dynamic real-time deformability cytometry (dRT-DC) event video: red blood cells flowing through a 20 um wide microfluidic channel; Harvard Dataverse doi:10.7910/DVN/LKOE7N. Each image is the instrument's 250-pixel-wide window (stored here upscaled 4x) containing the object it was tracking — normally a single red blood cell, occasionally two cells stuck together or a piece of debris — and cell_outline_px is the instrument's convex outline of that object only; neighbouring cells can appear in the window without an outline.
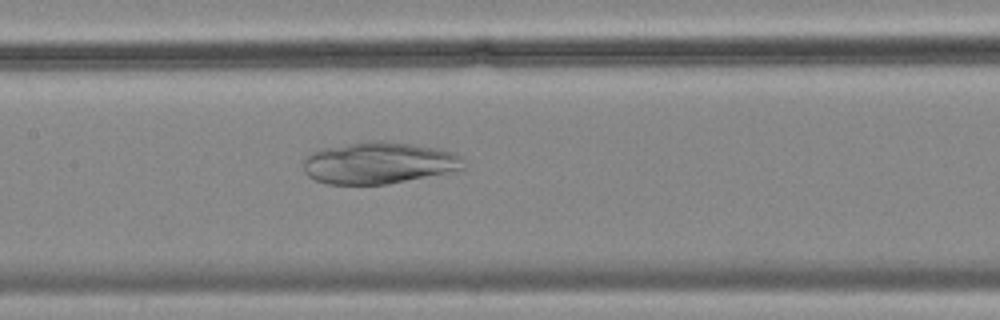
{"species": "common noctule bat (a hibernating species)", "species_latin": "Nyctalus noctula", "temperature_condition": "cold", "stored_images_in_passage": 55, "camera_frame_rate_fps": 3000, "um_per_image_px": 0.085, "animal": {"sex": "female", "body_mass_g": 18.4}, "frame": {"image": 1, "passage_image": 26, "time_ms": 8.333, "image_size_px": [1000, 320], "cell_outline_px": [[464, 168], [460, 172], [388, 184], [328, 184], [316, 180], [308, 176], [304, 172], [304, 156], [312, 152], [324, 148], [368, 140], [380, 140], [412, 144], [440, 148], [452, 152], [460, 156]], "centroid_in_image_um": [32.25, 13.86], "position_along_channel_um": 175.1, "area_um2": 39.59}}
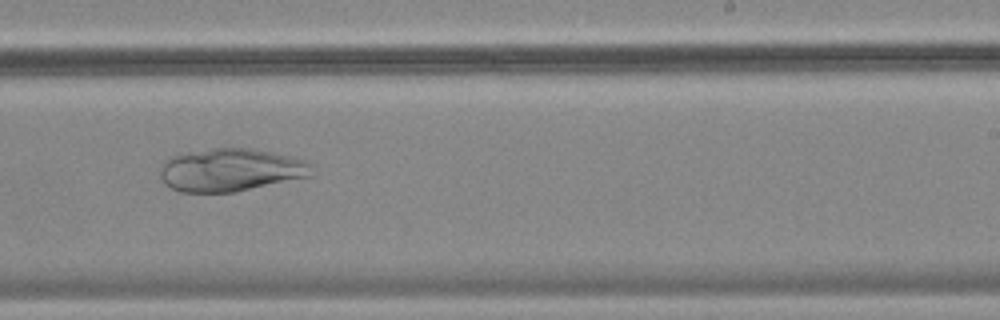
{"frame": {"image": 2, "passage_image": 34, "time_ms": 11.0, "image_size_px": [1000, 320], "cell_outline_px": [[312, 176], [236, 192], [180, 192], [164, 184], [160, 176], [160, 168], [164, 160], [172, 156], [184, 152], [212, 148], [252, 148], [292, 156], [308, 160], [312, 164]], "centroid_in_image_um": [19.62, 14.44], "position_along_channel_um": 269.4, "area_um2": 38.44}}
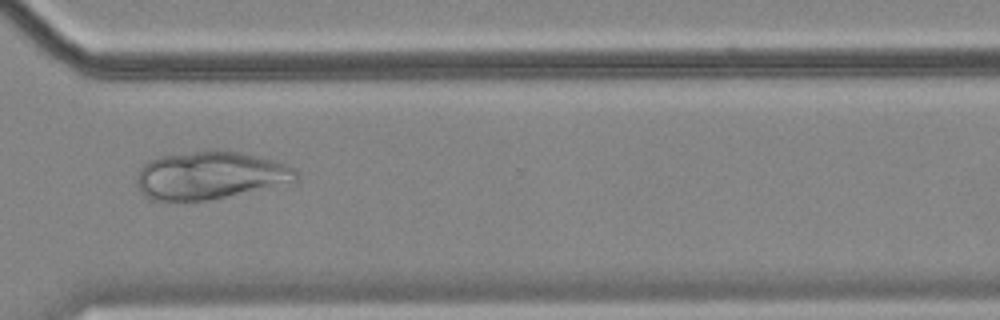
{"frame": {"image": 3, "passage_image": 41, "time_ms": 13.333, "image_size_px": [1000, 320], "cell_outline_px": [[300, 176], [292, 184], [208, 200], [152, 200], [144, 196], [140, 192], [136, 184], [136, 176], [140, 168], [148, 160], [160, 156], [208, 148], [220, 148], [240, 152], [288, 164], [296, 168]], "centroid_in_image_um": [17.9, 14.88], "position_along_channel_um": 352.7, "area_um2": 45.6}}